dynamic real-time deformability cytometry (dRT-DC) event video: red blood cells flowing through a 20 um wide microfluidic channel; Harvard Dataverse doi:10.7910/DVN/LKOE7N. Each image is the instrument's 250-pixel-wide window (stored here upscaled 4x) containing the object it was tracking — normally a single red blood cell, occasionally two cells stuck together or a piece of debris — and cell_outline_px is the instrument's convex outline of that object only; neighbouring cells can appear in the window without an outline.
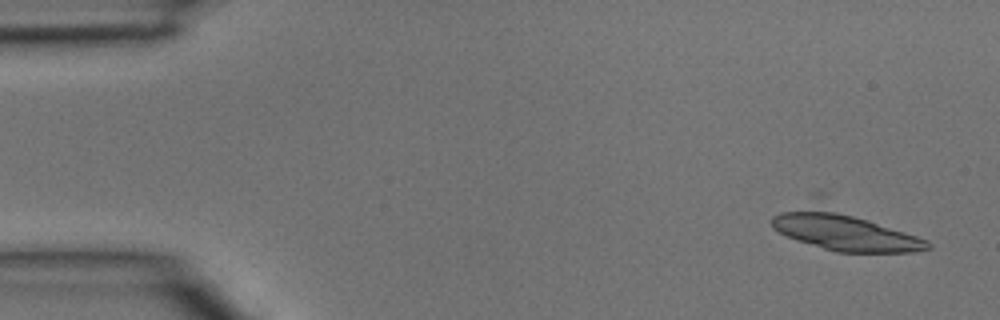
{"species": "common noctule bat (a hibernating species)", "species_latin": "Nyctalus noctula", "temperature_condition": "room temperature", "stored_images_in_passage": 3, "camera_frame_rate_fps": 3000, "um_per_image_px": 0.085, "animal": {"sex": "male", "body_mass_g": 15.6}, "frame": {"image": 1, "passage_image": 1, "time_ms": 0.0, "image_size_px": [1000, 320], "cell_outline_px": [[932, 248], [916, 252], [836, 252], [796, 240], [772, 228], [772, 216], [780, 212], [816, 208], [824, 208], [868, 220], [928, 240], [932, 244]], "centroid_in_image_um": [71.82, 19.76], "position_along_channel_um": 13.2, "area_um2": 32.48}}